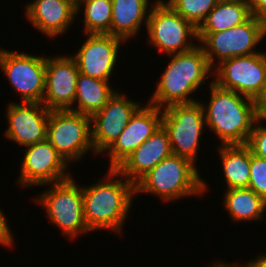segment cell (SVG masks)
Returning <instances> with one entry per match:
<instances>
[{
    "mask_svg": "<svg viewBox=\"0 0 266 267\" xmlns=\"http://www.w3.org/2000/svg\"><path fill=\"white\" fill-rule=\"evenodd\" d=\"M210 88L211 100L203 106L206 126L218 135L222 145L246 144L254 124L260 119L256 101L220 88L214 82Z\"/></svg>",
    "mask_w": 266,
    "mask_h": 267,
    "instance_id": "1",
    "label": "cell"
},
{
    "mask_svg": "<svg viewBox=\"0 0 266 267\" xmlns=\"http://www.w3.org/2000/svg\"><path fill=\"white\" fill-rule=\"evenodd\" d=\"M108 174L109 180L82 187L84 218L90 230L112 229L120 233L131 207L135 185L127 179H110L119 175L115 169H109Z\"/></svg>",
    "mask_w": 266,
    "mask_h": 267,
    "instance_id": "2",
    "label": "cell"
},
{
    "mask_svg": "<svg viewBox=\"0 0 266 267\" xmlns=\"http://www.w3.org/2000/svg\"><path fill=\"white\" fill-rule=\"evenodd\" d=\"M172 56L149 101V104L158 108L196 102L188 96L201 83L205 84L204 80L211 71L202 46L198 45L190 51L172 54Z\"/></svg>",
    "mask_w": 266,
    "mask_h": 267,
    "instance_id": "3",
    "label": "cell"
},
{
    "mask_svg": "<svg viewBox=\"0 0 266 267\" xmlns=\"http://www.w3.org/2000/svg\"><path fill=\"white\" fill-rule=\"evenodd\" d=\"M199 176L191 160L171 154L135 184V193H153L165 201L203 193L206 183Z\"/></svg>",
    "mask_w": 266,
    "mask_h": 267,
    "instance_id": "4",
    "label": "cell"
},
{
    "mask_svg": "<svg viewBox=\"0 0 266 267\" xmlns=\"http://www.w3.org/2000/svg\"><path fill=\"white\" fill-rule=\"evenodd\" d=\"M265 35L266 23L251 16L243 24L225 31L197 32V40L204 44L202 48L213 68L215 56H218L221 63L233 57L258 53L253 51V48Z\"/></svg>",
    "mask_w": 266,
    "mask_h": 267,
    "instance_id": "5",
    "label": "cell"
},
{
    "mask_svg": "<svg viewBox=\"0 0 266 267\" xmlns=\"http://www.w3.org/2000/svg\"><path fill=\"white\" fill-rule=\"evenodd\" d=\"M203 103L173 104L162 110V126L169 135L172 154L195 162L205 122Z\"/></svg>",
    "mask_w": 266,
    "mask_h": 267,
    "instance_id": "6",
    "label": "cell"
},
{
    "mask_svg": "<svg viewBox=\"0 0 266 267\" xmlns=\"http://www.w3.org/2000/svg\"><path fill=\"white\" fill-rule=\"evenodd\" d=\"M47 140L67 163L82 158L89 149L94 151L90 116L71 110L50 111Z\"/></svg>",
    "mask_w": 266,
    "mask_h": 267,
    "instance_id": "7",
    "label": "cell"
},
{
    "mask_svg": "<svg viewBox=\"0 0 266 267\" xmlns=\"http://www.w3.org/2000/svg\"><path fill=\"white\" fill-rule=\"evenodd\" d=\"M37 200L47 209L52 223L61 228L65 235L73 238L78 233L91 231L84 218L82 187L76 186L72 177L54 183Z\"/></svg>",
    "mask_w": 266,
    "mask_h": 267,
    "instance_id": "8",
    "label": "cell"
},
{
    "mask_svg": "<svg viewBox=\"0 0 266 267\" xmlns=\"http://www.w3.org/2000/svg\"><path fill=\"white\" fill-rule=\"evenodd\" d=\"M150 10L147 30L153 46L158 47L168 55L184 53L194 49L187 41L188 36L198 38L197 28L178 14L168 3L157 0Z\"/></svg>",
    "mask_w": 266,
    "mask_h": 267,
    "instance_id": "9",
    "label": "cell"
},
{
    "mask_svg": "<svg viewBox=\"0 0 266 267\" xmlns=\"http://www.w3.org/2000/svg\"><path fill=\"white\" fill-rule=\"evenodd\" d=\"M215 70L217 79L213 82L217 86L257 102L266 86V53L233 57L219 63Z\"/></svg>",
    "mask_w": 266,
    "mask_h": 267,
    "instance_id": "10",
    "label": "cell"
},
{
    "mask_svg": "<svg viewBox=\"0 0 266 267\" xmlns=\"http://www.w3.org/2000/svg\"><path fill=\"white\" fill-rule=\"evenodd\" d=\"M0 67L22 102L42 103L45 92L46 58L0 49Z\"/></svg>",
    "mask_w": 266,
    "mask_h": 267,
    "instance_id": "11",
    "label": "cell"
},
{
    "mask_svg": "<svg viewBox=\"0 0 266 267\" xmlns=\"http://www.w3.org/2000/svg\"><path fill=\"white\" fill-rule=\"evenodd\" d=\"M139 108L137 102L116 92L100 111L90 117L91 139L97 154L106 151L115 142Z\"/></svg>",
    "mask_w": 266,
    "mask_h": 267,
    "instance_id": "12",
    "label": "cell"
},
{
    "mask_svg": "<svg viewBox=\"0 0 266 267\" xmlns=\"http://www.w3.org/2000/svg\"><path fill=\"white\" fill-rule=\"evenodd\" d=\"M79 75L73 57L46 58L45 92L42 104L49 110H71Z\"/></svg>",
    "mask_w": 266,
    "mask_h": 267,
    "instance_id": "13",
    "label": "cell"
},
{
    "mask_svg": "<svg viewBox=\"0 0 266 267\" xmlns=\"http://www.w3.org/2000/svg\"><path fill=\"white\" fill-rule=\"evenodd\" d=\"M27 147L19 179L23 186L58 183L72 177L64 172L67 162L47 139Z\"/></svg>",
    "mask_w": 266,
    "mask_h": 267,
    "instance_id": "14",
    "label": "cell"
},
{
    "mask_svg": "<svg viewBox=\"0 0 266 267\" xmlns=\"http://www.w3.org/2000/svg\"><path fill=\"white\" fill-rule=\"evenodd\" d=\"M162 108L148 104L131 117L130 122L107 149L110 169H116L134 150L139 148L162 125Z\"/></svg>",
    "mask_w": 266,
    "mask_h": 267,
    "instance_id": "15",
    "label": "cell"
},
{
    "mask_svg": "<svg viewBox=\"0 0 266 267\" xmlns=\"http://www.w3.org/2000/svg\"><path fill=\"white\" fill-rule=\"evenodd\" d=\"M123 41L111 34H89L79 52L73 57L79 73L108 81L115 67L118 47Z\"/></svg>",
    "mask_w": 266,
    "mask_h": 267,
    "instance_id": "16",
    "label": "cell"
},
{
    "mask_svg": "<svg viewBox=\"0 0 266 267\" xmlns=\"http://www.w3.org/2000/svg\"><path fill=\"white\" fill-rule=\"evenodd\" d=\"M22 103H10L7 109L6 137L24 146L46 140L50 111L42 103Z\"/></svg>",
    "mask_w": 266,
    "mask_h": 267,
    "instance_id": "17",
    "label": "cell"
},
{
    "mask_svg": "<svg viewBox=\"0 0 266 267\" xmlns=\"http://www.w3.org/2000/svg\"><path fill=\"white\" fill-rule=\"evenodd\" d=\"M171 154L169 135L161 125L151 137L134 150L115 170L135 185L159 162Z\"/></svg>",
    "mask_w": 266,
    "mask_h": 267,
    "instance_id": "18",
    "label": "cell"
},
{
    "mask_svg": "<svg viewBox=\"0 0 266 267\" xmlns=\"http://www.w3.org/2000/svg\"><path fill=\"white\" fill-rule=\"evenodd\" d=\"M26 12L35 28L54 38L69 28L76 5L70 0H34L26 6Z\"/></svg>",
    "mask_w": 266,
    "mask_h": 267,
    "instance_id": "19",
    "label": "cell"
},
{
    "mask_svg": "<svg viewBox=\"0 0 266 267\" xmlns=\"http://www.w3.org/2000/svg\"><path fill=\"white\" fill-rule=\"evenodd\" d=\"M112 20L111 35L126 40L138 33L140 24L146 20L149 0H111ZM147 17V18H146ZM145 18V19H144Z\"/></svg>",
    "mask_w": 266,
    "mask_h": 267,
    "instance_id": "20",
    "label": "cell"
},
{
    "mask_svg": "<svg viewBox=\"0 0 266 267\" xmlns=\"http://www.w3.org/2000/svg\"><path fill=\"white\" fill-rule=\"evenodd\" d=\"M250 17V1H218L197 32L225 31L243 24Z\"/></svg>",
    "mask_w": 266,
    "mask_h": 267,
    "instance_id": "21",
    "label": "cell"
},
{
    "mask_svg": "<svg viewBox=\"0 0 266 267\" xmlns=\"http://www.w3.org/2000/svg\"><path fill=\"white\" fill-rule=\"evenodd\" d=\"M219 150L228 189L249 187L251 164L249 147L246 144L221 145Z\"/></svg>",
    "mask_w": 266,
    "mask_h": 267,
    "instance_id": "22",
    "label": "cell"
},
{
    "mask_svg": "<svg viewBox=\"0 0 266 267\" xmlns=\"http://www.w3.org/2000/svg\"><path fill=\"white\" fill-rule=\"evenodd\" d=\"M116 92L111 89L108 81L99 80L79 73L76 83L75 102L78 108L71 111L92 116L100 111Z\"/></svg>",
    "mask_w": 266,
    "mask_h": 267,
    "instance_id": "23",
    "label": "cell"
},
{
    "mask_svg": "<svg viewBox=\"0 0 266 267\" xmlns=\"http://www.w3.org/2000/svg\"><path fill=\"white\" fill-rule=\"evenodd\" d=\"M225 206L234 221L261 219L266 202L249 187L227 189Z\"/></svg>",
    "mask_w": 266,
    "mask_h": 267,
    "instance_id": "24",
    "label": "cell"
},
{
    "mask_svg": "<svg viewBox=\"0 0 266 267\" xmlns=\"http://www.w3.org/2000/svg\"><path fill=\"white\" fill-rule=\"evenodd\" d=\"M85 5V32L88 34H111L112 1L82 0L76 5V13Z\"/></svg>",
    "mask_w": 266,
    "mask_h": 267,
    "instance_id": "25",
    "label": "cell"
},
{
    "mask_svg": "<svg viewBox=\"0 0 266 267\" xmlns=\"http://www.w3.org/2000/svg\"><path fill=\"white\" fill-rule=\"evenodd\" d=\"M217 3L218 0H171L168 4L198 28Z\"/></svg>",
    "mask_w": 266,
    "mask_h": 267,
    "instance_id": "26",
    "label": "cell"
},
{
    "mask_svg": "<svg viewBox=\"0 0 266 267\" xmlns=\"http://www.w3.org/2000/svg\"><path fill=\"white\" fill-rule=\"evenodd\" d=\"M249 188L266 202V159L251 153Z\"/></svg>",
    "mask_w": 266,
    "mask_h": 267,
    "instance_id": "27",
    "label": "cell"
},
{
    "mask_svg": "<svg viewBox=\"0 0 266 267\" xmlns=\"http://www.w3.org/2000/svg\"><path fill=\"white\" fill-rule=\"evenodd\" d=\"M261 119L255 123L246 145L252 154L260 158L266 159V127L257 126Z\"/></svg>",
    "mask_w": 266,
    "mask_h": 267,
    "instance_id": "28",
    "label": "cell"
},
{
    "mask_svg": "<svg viewBox=\"0 0 266 267\" xmlns=\"http://www.w3.org/2000/svg\"><path fill=\"white\" fill-rule=\"evenodd\" d=\"M251 16L266 23V0H250Z\"/></svg>",
    "mask_w": 266,
    "mask_h": 267,
    "instance_id": "29",
    "label": "cell"
},
{
    "mask_svg": "<svg viewBox=\"0 0 266 267\" xmlns=\"http://www.w3.org/2000/svg\"><path fill=\"white\" fill-rule=\"evenodd\" d=\"M7 226L6 218L3 212L0 210V243L5 246H11L13 239L11 231Z\"/></svg>",
    "mask_w": 266,
    "mask_h": 267,
    "instance_id": "30",
    "label": "cell"
},
{
    "mask_svg": "<svg viewBox=\"0 0 266 267\" xmlns=\"http://www.w3.org/2000/svg\"><path fill=\"white\" fill-rule=\"evenodd\" d=\"M257 112L261 120H266V86L262 96L257 100Z\"/></svg>",
    "mask_w": 266,
    "mask_h": 267,
    "instance_id": "31",
    "label": "cell"
},
{
    "mask_svg": "<svg viewBox=\"0 0 266 267\" xmlns=\"http://www.w3.org/2000/svg\"><path fill=\"white\" fill-rule=\"evenodd\" d=\"M247 265L248 267H266V255L250 261Z\"/></svg>",
    "mask_w": 266,
    "mask_h": 267,
    "instance_id": "32",
    "label": "cell"
},
{
    "mask_svg": "<svg viewBox=\"0 0 266 267\" xmlns=\"http://www.w3.org/2000/svg\"><path fill=\"white\" fill-rule=\"evenodd\" d=\"M228 265V266H227ZM225 264V263H218L217 265H215L214 267H232L231 265L229 264ZM234 267H238V266H234ZM241 267V266H240ZM246 267H248V265H246Z\"/></svg>",
    "mask_w": 266,
    "mask_h": 267,
    "instance_id": "33",
    "label": "cell"
},
{
    "mask_svg": "<svg viewBox=\"0 0 266 267\" xmlns=\"http://www.w3.org/2000/svg\"><path fill=\"white\" fill-rule=\"evenodd\" d=\"M218 1H250V0H218Z\"/></svg>",
    "mask_w": 266,
    "mask_h": 267,
    "instance_id": "34",
    "label": "cell"
},
{
    "mask_svg": "<svg viewBox=\"0 0 266 267\" xmlns=\"http://www.w3.org/2000/svg\"><path fill=\"white\" fill-rule=\"evenodd\" d=\"M70 1H72L75 5H77L82 0H70Z\"/></svg>",
    "mask_w": 266,
    "mask_h": 267,
    "instance_id": "35",
    "label": "cell"
}]
</instances>
